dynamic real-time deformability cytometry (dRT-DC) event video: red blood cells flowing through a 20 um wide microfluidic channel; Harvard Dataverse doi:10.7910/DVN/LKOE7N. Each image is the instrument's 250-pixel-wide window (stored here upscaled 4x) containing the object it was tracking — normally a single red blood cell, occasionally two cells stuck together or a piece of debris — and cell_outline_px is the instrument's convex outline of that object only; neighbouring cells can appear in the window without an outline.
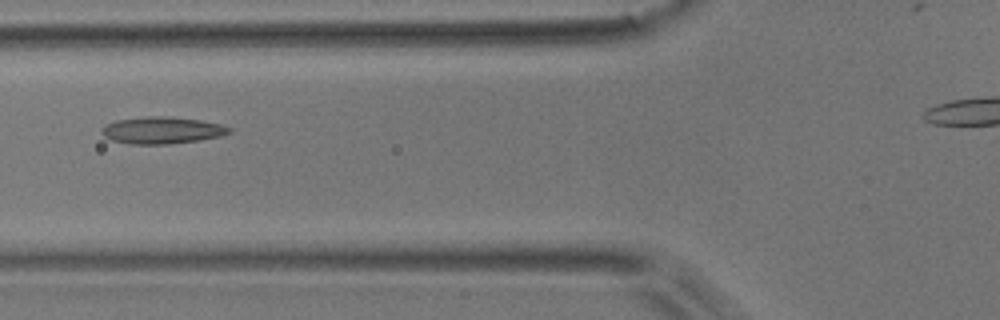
{"species": "common noctule bat (a hibernating species)", "species_latin": "Nyctalus noctula", "temperature_condition": "room temperature", "stored_images_in_passage": 5, "camera_frame_rate_fps": 3000, "um_per_image_px": 0.085, "animal": {"sex": "male", "body_mass_g": 17.9}, "frame": {"image": 1, "passage_image": 5, "time_ms": 1.333, "image_size_px": [1000, 320], "cell_outline_px": [[232, 132], [220, 136], [200, 140], [168, 144], [132, 144], [112, 140], [104, 136], [100, 132], [100, 128], [104, 124], [116, 120], [148, 116], [172, 116], [200, 120], [220, 124], [232, 128]], "centroid_in_image_um": [13.75, 11.06], "position_along_channel_um": 112.0, "area_um2": 20.17}}